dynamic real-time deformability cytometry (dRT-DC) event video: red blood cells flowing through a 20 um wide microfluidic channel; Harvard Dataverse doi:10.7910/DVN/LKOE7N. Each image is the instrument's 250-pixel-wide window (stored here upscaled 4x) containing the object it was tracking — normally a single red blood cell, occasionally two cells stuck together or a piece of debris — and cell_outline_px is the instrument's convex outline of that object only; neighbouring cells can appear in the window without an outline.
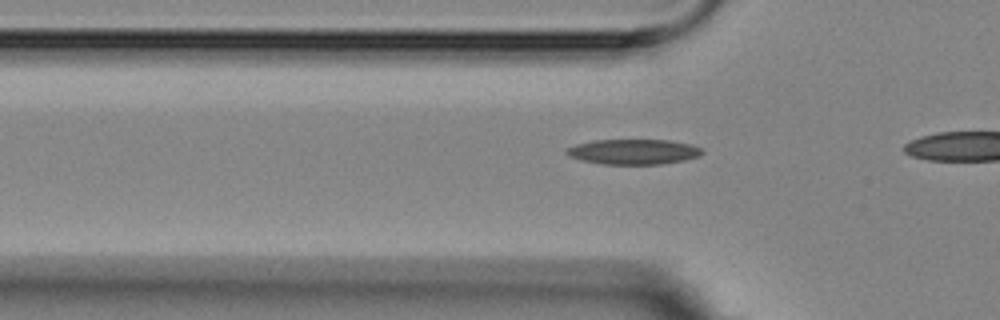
{"species": "Egyptian fruit bat (a non-hibernating species)", "species_latin": "Rousettus aegyptiacus", "temperature_condition": "room temperature", "stored_images_in_passage": 5, "camera_frame_rate_fps": 3000, "um_per_image_px": 0.085, "animal": {"sex": "female"}, "frame": {"image": 1, "passage_image": 4, "time_ms": 4.333, "image_size_px": [1000, 320], "cell_outline_px": [[704, 152], [700, 156], [684, 160], [660, 164], [604, 164], [580, 160], [568, 156], [564, 152], [564, 148], [576, 144], [592, 140], [672, 140], [692, 144], [700, 148]], "centroid_in_image_um": [53.81, 12.89], "position_along_channel_um": 72.0, "area_um2": 20.11}}